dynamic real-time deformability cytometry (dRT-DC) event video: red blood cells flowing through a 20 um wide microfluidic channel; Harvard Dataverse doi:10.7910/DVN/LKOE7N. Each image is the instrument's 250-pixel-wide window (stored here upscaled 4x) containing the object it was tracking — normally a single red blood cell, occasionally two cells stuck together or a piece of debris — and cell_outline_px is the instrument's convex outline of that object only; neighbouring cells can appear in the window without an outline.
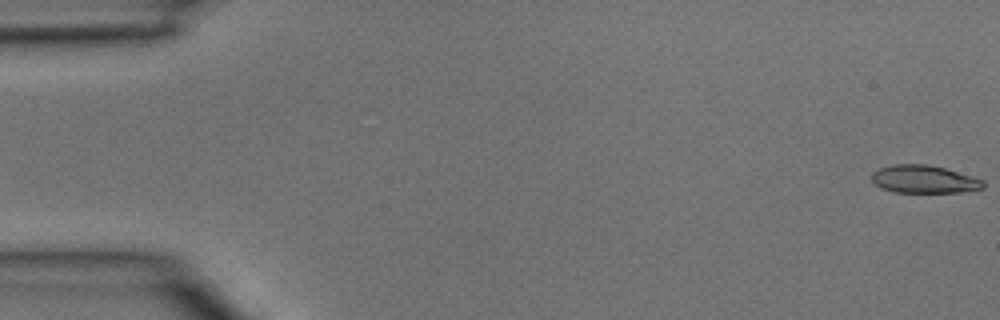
{"species": "common noctule bat (a hibernating species)", "species_latin": "Nyctalus noctula", "temperature_condition": "room temperature", "stored_images_in_passage": 4, "camera_frame_rate_fps": 3000, "um_per_image_px": 0.085, "animal": {"sex": "male", "body_mass_g": 15.6}, "frame": {"image": 1, "passage_image": 1, "time_ms": 0.0, "image_size_px": [1000, 320], "cell_outline_px": [[984, 188], [960, 192], [896, 192], [884, 188], [876, 184], [872, 180], [872, 172], [880, 168], [892, 164], [928, 164], [944, 168], [972, 176], [984, 180]], "centroid_in_image_um": [78.56, 15.23], "position_along_channel_um": 6.4, "area_um2": 17.92}}
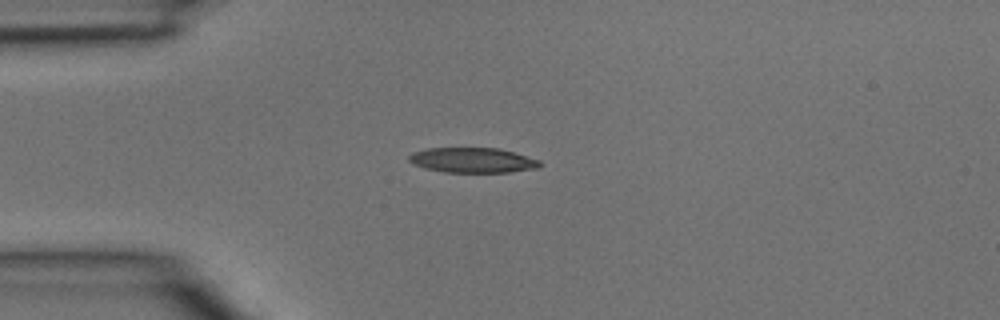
{"frame": {"image": 2, "passage_image": 4, "time_ms": 1.0, "image_size_px": [1000, 320], "cell_outline_px": [[544, 164], [540, 168], [508, 172], [444, 172], [424, 168], [408, 160], [408, 156], [412, 152], [428, 148], [500, 148], [540, 160]], "centroid_in_image_um": [40.21, 13.61], "position_along_channel_um": 44.8, "area_um2": 19.19}}